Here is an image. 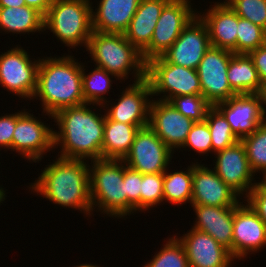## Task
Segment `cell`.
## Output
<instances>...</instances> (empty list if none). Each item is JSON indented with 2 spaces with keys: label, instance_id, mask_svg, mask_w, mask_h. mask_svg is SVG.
Here are the masks:
<instances>
[{
  "label": "cell",
  "instance_id": "20",
  "mask_svg": "<svg viewBox=\"0 0 266 267\" xmlns=\"http://www.w3.org/2000/svg\"><path fill=\"white\" fill-rule=\"evenodd\" d=\"M176 234L185 248L189 267H232L236 264L230 251L209 234L194 228L182 236Z\"/></svg>",
  "mask_w": 266,
  "mask_h": 267
},
{
  "label": "cell",
  "instance_id": "23",
  "mask_svg": "<svg viewBox=\"0 0 266 267\" xmlns=\"http://www.w3.org/2000/svg\"><path fill=\"white\" fill-rule=\"evenodd\" d=\"M196 218L192 228L205 232L230 251L232 256V237L234 207L191 205Z\"/></svg>",
  "mask_w": 266,
  "mask_h": 267
},
{
  "label": "cell",
  "instance_id": "21",
  "mask_svg": "<svg viewBox=\"0 0 266 267\" xmlns=\"http://www.w3.org/2000/svg\"><path fill=\"white\" fill-rule=\"evenodd\" d=\"M197 15L207 25L210 44L237 54L238 15L223 0L213 2Z\"/></svg>",
  "mask_w": 266,
  "mask_h": 267
},
{
  "label": "cell",
  "instance_id": "13",
  "mask_svg": "<svg viewBox=\"0 0 266 267\" xmlns=\"http://www.w3.org/2000/svg\"><path fill=\"white\" fill-rule=\"evenodd\" d=\"M233 52L211 46L197 67L202 96L211 105L228 100L236 94L232 91L227 70Z\"/></svg>",
  "mask_w": 266,
  "mask_h": 267
},
{
  "label": "cell",
  "instance_id": "34",
  "mask_svg": "<svg viewBox=\"0 0 266 267\" xmlns=\"http://www.w3.org/2000/svg\"><path fill=\"white\" fill-rule=\"evenodd\" d=\"M164 204L163 173L142 174L141 213Z\"/></svg>",
  "mask_w": 266,
  "mask_h": 267
},
{
  "label": "cell",
  "instance_id": "6",
  "mask_svg": "<svg viewBox=\"0 0 266 267\" xmlns=\"http://www.w3.org/2000/svg\"><path fill=\"white\" fill-rule=\"evenodd\" d=\"M92 0H53L44 16L49 30L67 49L87 48L93 33Z\"/></svg>",
  "mask_w": 266,
  "mask_h": 267
},
{
  "label": "cell",
  "instance_id": "43",
  "mask_svg": "<svg viewBox=\"0 0 266 267\" xmlns=\"http://www.w3.org/2000/svg\"><path fill=\"white\" fill-rule=\"evenodd\" d=\"M25 0H0V7H23Z\"/></svg>",
  "mask_w": 266,
  "mask_h": 267
},
{
  "label": "cell",
  "instance_id": "25",
  "mask_svg": "<svg viewBox=\"0 0 266 267\" xmlns=\"http://www.w3.org/2000/svg\"><path fill=\"white\" fill-rule=\"evenodd\" d=\"M34 34L43 33L44 16L34 8L23 7H0V33Z\"/></svg>",
  "mask_w": 266,
  "mask_h": 267
},
{
  "label": "cell",
  "instance_id": "1",
  "mask_svg": "<svg viewBox=\"0 0 266 267\" xmlns=\"http://www.w3.org/2000/svg\"><path fill=\"white\" fill-rule=\"evenodd\" d=\"M105 115L103 105L88 103L56 112L53 122L58 131L54 128V148L61 149L57 156L87 161L102 159Z\"/></svg>",
  "mask_w": 266,
  "mask_h": 267
},
{
  "label": "cell",
  "instance_id": "10",
  "mask_svg": "<svg viewBox=\"0 0 266 267\" xmlns=\"http://www.w3.org/2000/svg\"><path fill=\"white\" fill-rule=\"evenodd\" d=\"M192 0H170L156 23L149 46L142 52L143 59L159 57L177 40L182 30L197 15ZM193 7V8H192Z\"/></svg>",
  "mask_w": 266,
  "mask_h": 267
},
{
  "label": "cell",
  "instance_id": "22",
  "mask_svg": "<svg viewBox=\"0 0 266 267\" xmlns=\"http://www.w3.org/2000/svg\"><path fill=\"white\" fill-rule=\"evenodd\" d=\"M140 2L141 0H99L97 7L92 2L93 31L124 34Z\"/></svg>",
  "mask_w": 266,
  "mask_h": 267
},
{
  "label": "cell",
  "instance_id": "41",
  "mask_svg": "<svg viewBox=\"0 0 266 267\" xmlns=\"http://www.w3.org/2000/svg\"><path fill=\"white\" fill-rule=\"evenodd\" d=\"M258 72L262 85H266V44L249 53Z\"/></svg>",
  "mask_w": 266,
  "mask_h": 267
},
{
  "label": "cell",
  "instance_id": "29",
  "mask_svg": "<svg viewBox=\"0 0 266 267\" xmlns=\"http://www.w3.org/2000/svg\"><path fill=\"white\" fill-rule=\"evenodd\" d=\"M86 63H82V87L84 101L88 104L104 105L109 99L106 94L110 95L109 90H113V82L119 80L113 74L94 65V69L89 73L86 70ZM114 79V80H113ZM109 93V94H108Z\"/></svg>",
  "mask_w": 266,
  "mask_h": 267
},
{
  "label": "cell",
  "instance_id": "28",
  "mask_svg": "<svg viewBox=\"0 0 266 267\" xmlns=\"http://www.w3.org/2000/svg\"><path fill=\"white\" fill-rule=\"evenodd\" d=\"M185 170V171H184ZM169 167L163 173L164 204L182 206L192 201V162L180 171L176 168L171 172ZM168 201V202H167Z\"/></svg>",
  "mask_w": 266,
  "mask_h": 267
},
{
  "label": "cell",
  "instance_id": "36",
  "mask_svg": "<svg viewBox=\"0 0 266 267\" xmlns=\"http://www.w3.org/2000/svg\"><path fill=\"white\" fill-rule=\"evenodd\" d=\"M241 18L266 30V0H224Z\"/></svg>",
  "mask_w": 266,
  "mask_h": 267
},
{
  "label": "cell",
  "instance_id": "44",
  "mask_svg": "<svg viewBox=\"0 0 266 267\" xmlns=\"http://www.w3.org/2000/svg\"><path fill=\"white\" fill-rule=\"evenodd\" d=\"M6 191H7V189L5 190L3 188V185H0V206L2 205L1 203H3L6 200V197H7Z\"/></svg>",
  "mask_w": 266,
  "mask_h": 267
},
{
  "label": "cell",
  "instance_id": "15",
  "mask_svg": "<svg viewBox=\"0 0 266 267\" xmlns=\"http://www.w3.org/2000/svg\"><path fill=\"white\" fill-rule=\"evenodd\" d=\"M213 166L216 174L241 198L248 196L257 181L250 169L246 148L241 140L214 154Z\"/></svg>",
  "mask_w": 266,
  "mask_h": 267
},
{
  "label": "cell",
  "instance_id": "14",
  "mask_svg": "<svg viewBox=\"0 0 266 267\" xmlns=\"http://www.w3.org/2000/svg\"><path fill=\"white\" fill-rule=\"evenodd\" d=\"M242 199L234 207L232 257L244 261L266 247V224L252 207Z\"/></svg>",
  "mask_w": 266,
  "mask_h": 267
},
{
  "label": "cell",
  "instance_id": "9",
  "mask_svg": "<svg viewBox=\"0 0 266 267\" xmlns=\"http://www.w3.org/2000/svg\"><path fill=\"white\" fill-rule=\"evenodd\" d=\"M28 109L17 110V122L13 132L12 152L30 163H39L54 148V128L42 122ZM44 155V156H43Z\"/></svg>",
  "mask_w": 266,
  "mask_h": 267
},
{
  "label": "cell",
  "instance_id": "46",
  "mask_svg": "<svg viewBox=\"0 0 266 267\" xmlns=\"http://www.w3.org/2000/svg\"><path fill=\"white\" fill-rule=\"evenodd\" d=\"M72 267H100L98 266L97 264H92V263H84V264H79V265H75V266H72Z\"/></svg>",
  "mask_w": 266,
  "mask_h": 267
},
{
  "label": "cell",
  "instance_id": "26",
  "mask_svg": "<svg viewBox=\"0 0 266 267\" xmlns=\"http://www.w3.org/2000/svg\"><path fill=\"white\" fill-rule=\"evenodd\" d=\"M227 78L232 91L238 94L262 93L264 86L249 54H232Z\"/></svg>",
  "mask_w": 266,
  "mask_h": 267
},
{
  "label": "cell",
  "instance_id": "2",
  "mask_svg": "<svg viewBox=\"0 0 266 267\" xmlns=\"http://www.w3.org/2000/svg\"><path fill=\"white\" fill-rule=\"evenodd\" d=\"M48 162L36 180L27 186L31 193L39 195L52 204L73 208L86 216L93 215L90 198L89 162L56 156ZM92 215V216H91Z\"/></svg>",
  "mask_w": 266,
  "mask_h": 267
},
{
  "label": "cell",
  "instance_id": "39",
  "mask_svg": "<svg viewBox=\"0 0 266 267\" xmlns=\"http://www.w3.org/2000/svg\"><path fill=\"white\" fill-rule=\"evenodd\" d=\"M255 187L251 189L245 198L260 219L266 224V180H257Z\"/></svg>",
  "mask_w": 266,
  "mask_h": 267
},
{
  "label": "cell",
  "instance_id": "4",
  "mask_svg": "<svg viewBox=\"0 0 266 267\" xmlns=\"http://www.w3.org/2000/svg\"><path fill=\"white\" fill-rule=\"evenodd\" d=\"M85 50L92 58L88 62L113 74L120 83H125L129 75L134 78L132 83L146 78L147 62L122 33L93 31Z\"/></svg>",
  "mask_w": 266,
  "mask_h": 267
},
{
  "label": "cell",
  "instance_id": "40",
  "mask_svg": "<svg viewBox=\"0 0 266 267\" xmlns=\"http://www.w3.org/2000/svg\"><path fill=\"white\" fill-rule=\"evenodd\" d=\"M17 122V112L0 115V151H12L13 132Z\"/></svg>",
  "mask_w": 266,
  "mask_h": 267
},
{
  "label": "cell",
  "instance_id": "16",
  "mask_svg": "<svg viewBox=\"0 0 266 267\" xmlns=\"http://www.w3.org/2000/svg\"><path fill=\"white\" fill-rule=\"evenodd\" d=\"M192 162L191 205L235 207L241 198L205 163ZM207 166V167H206ZM212 168V169H211Z\"/></svg>",
  "mask_w": 266,
  "mask_h": 267
},
{
  "label": "cell",
  "instance_id": "11",
  "mask_svg": "<svg viewBox=\"0 0 266 267\" xmlns=\"http://www.w3.org/2000/svg\"><path fill=\"white\" fill-rule=\"evenodd\" d=\"M151 98V86L145 78L128 84L125 89L123 87L115 100L117 102L108 100L103 108L110 120L136 125L140 129L149 125L150 105L153 100Z\"/></svg>",
  "mask_w": 266,
  "mask_h": 267
},
{
  "label": "cell",
  "instance_id": "31",
  "mask_svg": "<svg viewBox=\"0 0 266 267\" xmlns=\"http://www.w3.org/2000/svg\"><path fill=\"white\" fill-rule=\"evenodd\" d=\"M241 141L246 148L250 169L255 175L262 173V179L266 180V122Z\"/></svg>",
  "mask_w": 266,
  "mask_h": 267
},
{
  "label": "cell",
  "instance_id": "37",
  "mask_svg": "<svg viewBox=\"0 0 266 267\" xmlns=\"http://www.w3.org/2000/svg\"><path fill=\"white\" fill-rule=\"evenodd\" d=\"M181 148L184 151L189 149L188 152L192 150L200 156H209L208 154L212 153L211 134L206 120L193 124Z\"/></svg>",
  "mask_w": 266,
  "mask_h": 267
},
{
  "label": "cell",
  "instance_id": "19",
  "mask_svg": "<svg viewBox=\"0 0 266 267\" xmlns=\"http://www.w3.org/2000/svg\"><path fill=\"white\" fill-rule=\"evenodd\" d=\"M194 123L176 110L169 101L152 100L148 126L174 153L183 151L181 147Z\"/></svg>",
  "mask_w": 266,
  "mask_h": 267
},
{
  "label": "cell",
  "instance_id": "45",
  "mask_svg": "<svg viewBox=\"0 0 266 267\" xmlns=\"http://www.w3.org/2000/svg\"><path fill=\"white\" fill-rule=\"evenodd\" d=\"M262 96H263V106H264V117L266 122V85L263 88Z\"/></svg>",
  "mask_w": 266,
  "mask_h": 267
},
{
  "label": "cell",
  "instance_id": "30",
  "mask_svg": "<svg viewBox=\"0 0 266 267\" xmlns=\"http://www.w3.org/2000/svg\"><path fill=\"white\" fill-rule=\"evenodd\" d=\"M205 120L207 121L211 134L213 154L239 141L231 130L230 124L227 122L224 115L215 106H211L208 109Z\"/></svg>",
  "mask_w": 266,
  "mask_h": 267
},
{
  "label": "cell",
  "instance_id": "33",
  "mask_svg": "<svg viewBox=\"0 0 266 267\" xmlns=\"http://www.w3.org/2000/svg\"><path fill=\"white\" fill-rule=\"evenodd\" d=\"M266 44V30L238 16L237 54H249Z\"/></svg>",
  "mask_w": 266,
  "mask_h": 267
},
{
  "label": "cell",
  "instance_id": "7",
  "mask_svg": "<svg viewBox=\"0 0 266 267\" xmlns=\"http://www.w3.org/2000/svg\"><path fill=\"white\" fill-rule=\"evenodd\" d=\"M146 79L151 86L152 99L169 101L182 95H202L196 69L168 63L161 56L147 62Z\"/></svg>",
  "mask_w": 266,
  "mask_h": 267
},
{
  "label": "cell",
  "instance_id": "42",
  "mask_svg": "<svg viewBox=\"0 0 266 267\" xmlns=\"http://www.w3.org/2000/svg\"><path fill=\"white\" fill-rule=\"evenodd\" d=\"M53 0H25L26 6L39 11L43 16L46 15Z\"/></svg>",
  "mask_w": 266,
  "mask_h": 267
},
{
  "label": "cell",
  "instance_id": "12",
  "mask_svg": "<svg viewBox=\"0 0 266 267\" xmlns=\"http://www.w3.org/2000/svg\"><path fill=\"white\" fill-rule=\"evenodd\" d=\"M175 154L149 127L140 128L124 163L141 174L164 173ZM171 162V163H170Z\"/></svg>",
  "mask_w": 266,
  "mask_h": 267
},
{
  "label": "cell",
  "instance_id": "5",
  "mask_svg": "<svg viewBox=\"0 0 266 267\" xmlns=\"http://www.w3.org/2000/svg\"><path fill=\"white\" fill-rule=\"evenodd\" d=\"M123 160L98 159L89 164L90 198L93 214L126 218V193ZM106 215V216H105Z\"/></svg>",
  "mask_w": 266,
  "mask_h": 267
},
{
  "label": "cell",
  "instance_id": "24",
  "mask_svg": "<svg viewBox=\"0 0 266 267\" xmlns=\"http://www.w3.org/2000/svg\"><path fill=\"white\" fill-rule=\"evenodd\" d=\"M170 0H141L127 31L126 39L141 53L149 46L156 23Z\"/></svg>",
  "mask_w": 266,
  "mask_h": 267
},
{
  "label": "cell",
  "instance_id": "35",
  "mask_svg": "<svg viewBox=\"0 0 266 267\" xmlns=\"http://www.w3.org/2000/svg\"><path fill=\"white\" fill-rule=\"evenodd\" d=\"M172 106L183 116L194 122L205 120L206 113L211 105L202 95H182L169 100Z\"/></svg>",
  "mask_w": 266,
  "mask_h": 267
},
{
  "label": "cell",
  "instance_id": "38",
  "mask_svg": "<svg viewBox=\"0 0 266 267\" xmlns=\"http://www.w3.org/2000/svg\"><path fill=\"white\" fill-rule=\"evenodd\" d=\"M123 180L126 193V218L127 215L141 212V181L142 174L128 166L124 168ZM138 211V212H137Z\"/></svg>",
  "mask_w": 266,
  "mask_h": 267
},
{
  "label": "cell",
  "instance_id": "27",
  "mask_svg": "<svg viewBox=\"0 0 266 267\" xmlns=\"http://www.w3.org/2000/svg\"><path fill=\"white\" fill-rule=\"evenodd\" d=\"M138 130L136 125L113 121L105 115L102 159L123 160Z\"/></svg>",
  "mask_w": 266,
  "mask_h": 267
},
{
  "label": "cell",
  "instance_id": "3",
  "mask_svg": "<svg viewBox=\"0 0 266 267\" xmlns=\"http://www.w3.org/2000/svg\"><path fill=\"white\" fill-rule=\"evenodd\" d=\"M69 52L57 57L50 53V57L40 58L32 101L40 100L42 116L47 115L51 120L61 109L86 103L82 87V62H78Z\"/></svg>",
  "mask_w": 266,
  "mask_h": 267
},
{
  "label": "cell",
  "instance_id": "17",
  "mask_svg": "<svg viewBox=\"0 0 266 267\" xmlns=\"http://www.w3.org/2000/svg\"><path fill=\"white\" fill-rule=\"evenodd\" d=\"M210 47L207 25L196 15L161 57L168 63L197 69Z\"/></svg>",
  "mask_w": 266,
  "mask_h": 267
},
{
  "label": "cell",
  "instance_id": "18",
  "mask_svg": "<svg viewBox=\"0 0 266 267\" xmlns=\"http://www.w3.org/2000/svg\"><path fill=\"white\" fill-rule=\"evenodd\" d=\"M215 107L224 115L239 140L265 122L262 93L238 94Z\"/></svg>",
  "mask_w": 266,
  "mask_h": 267
},
{
  "label": "cell",
  "instance_id": "32",
  "mask_svg": "<svg viewBox=\"0 0 266 267\" xmlns=\"http://www.w3.org/2000/svg\"><path fill=\"white\" fill-rule=\"evenodd\" d=\"M167 240V241H165ZM160 251L154 253L143 267H189L187 255L183 244L173 234L165 239Z\"/></svg>",
  "mask_w": 266,
  "mask_h": 267
},
{
  "label": "cell",
  "instance_id": "8",
  "mask_svg": "<svg viewBox=\"0 0 266 267\" xmlns=\"http://www.w3.org/2000/svg\"><path fill=\"white\" fill-rule=\"evenodd\" d=\"M0 53V86L9 94L31 101L37 87L40 58L43 56L32 58L20 44Z\"/></svg>",
  "mask_w": 266,
  "mask_h": 267
}]
</instances>
